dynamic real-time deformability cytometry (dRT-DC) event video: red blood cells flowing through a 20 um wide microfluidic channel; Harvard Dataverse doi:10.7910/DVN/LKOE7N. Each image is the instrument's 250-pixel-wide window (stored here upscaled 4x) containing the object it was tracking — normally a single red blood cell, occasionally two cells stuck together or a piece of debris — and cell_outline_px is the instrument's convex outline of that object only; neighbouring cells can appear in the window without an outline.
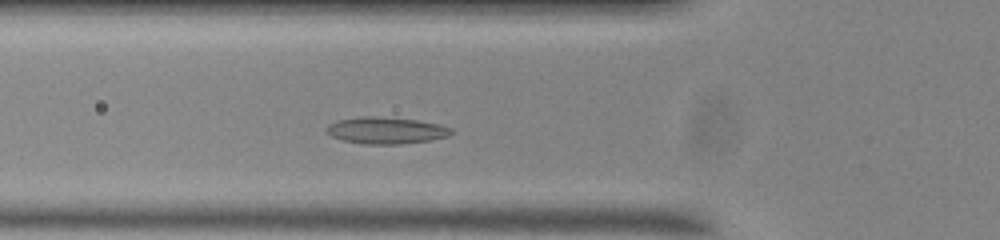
{"species": "common noctule bat (a hibernating species)", "species_latin": "Nyctalus noctula", "temperature_condition": "room temperature", "stored_images_in_passage": 49, "segment_of_instrument_passage": [1, 2], "camera_frame_rate_fps": 3000, "um_per_image_px": 0.085, "animal": {"sex": "male", "body_mass_g": 20.0, "forearm_length_mm": 53.3}, "frame": {"image": 1, "passage_image": 12, "time_ms": 3.667, "image_size_px": [1000, 240], "cell_outline_px": [[456, 132], [448, 136], [428, 140], [400, 144], [364, 144], [344, 140], [332, 136], [324, 132], [324, 128], [328, 124], [336, 120], [360, 116], [372, 116], [416, 120], [440, 124], [452, 128]], "centroid_in_image_um": [32.79, 11.08], "position_along_channel_um": 93.0, "area_um2": 19.54}}
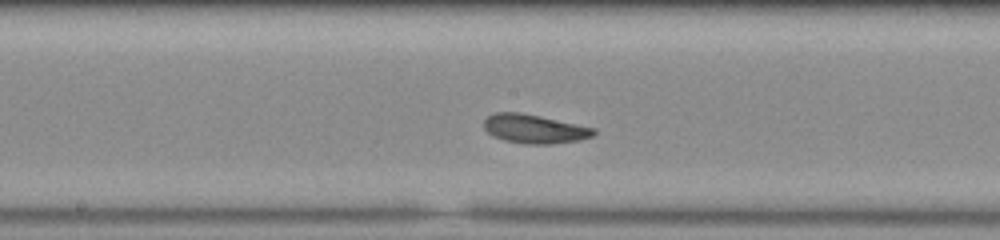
{"frame": {"image": 2, "passage_image": 21, "time_ms": 6.667, "image_size_px": [1000, 240], "cell_outline_px": [[596, 132], [592, 136], [580, 140], [552, 144], [524, 144], [504, 140], [492, 136], [484, 128], [484, 120], [488, 116], [496, 112], [520, 112], [540, 116], [596, 128]], "centroid_in_image_um": [45.42, 10.96], "position_along_channel_um": 202.8, "area_um2": 18.55}}
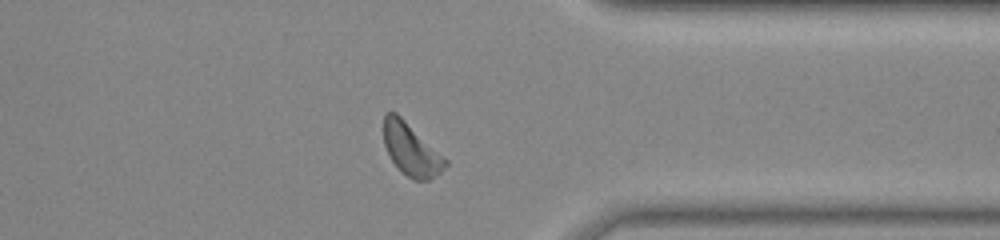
{"frame": {"image": 3, "passage_image": 36, "time_ms": 11.667, "image_size_px": [1000, 240], "cell_outline_px": [[448, 164], [440, 172], [428, 180], [412, 180], [392, 160], [384, 144], [384, 112], [396, 112], [448, 160]], "centroid_in_image_um": [34.95, 12.69], "position_along_channel_um": 376.4, "area_um2": 18.32}}